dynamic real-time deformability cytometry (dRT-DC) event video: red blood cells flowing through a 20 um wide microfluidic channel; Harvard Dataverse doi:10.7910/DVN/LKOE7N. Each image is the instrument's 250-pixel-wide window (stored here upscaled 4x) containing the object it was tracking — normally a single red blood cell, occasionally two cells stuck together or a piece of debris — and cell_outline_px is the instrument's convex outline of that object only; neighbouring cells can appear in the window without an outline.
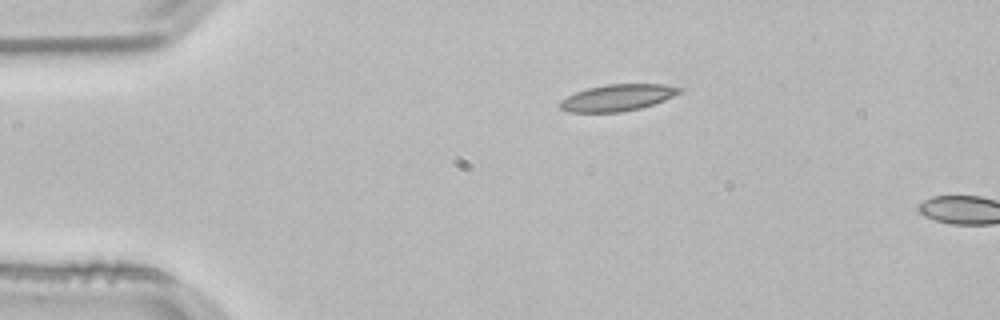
{"species": "common noctule bat (a hibernating species)", "species_latin": "Nyctalus noctula", "temperature_condition": "room temperature", "stored_images_in_passage": 4, "camera_frame_rate_fps": 3000, "um_per_image_px": 0.085, "animal": {"sex": "male", "body_mass_g": 21.5, "forearm_length_mm": 52.0}, "frame": {"image": 1, "passage_image": 1, "time_ms": 0.0, "image_size_px": [1000, 320], "cell_outline_px": [[684, 92], [664, 100], [640, 108], [620, 112], [568, 112], [560, 108], [556, 104], [560, 100], [576, 92], [588, 88], [608, 84], [664, 84], [684, 88]], "centroid_in_image_um": [52.5, 8.3], "position_along_channel_um": 32.5, "area_um2": 18.61}}